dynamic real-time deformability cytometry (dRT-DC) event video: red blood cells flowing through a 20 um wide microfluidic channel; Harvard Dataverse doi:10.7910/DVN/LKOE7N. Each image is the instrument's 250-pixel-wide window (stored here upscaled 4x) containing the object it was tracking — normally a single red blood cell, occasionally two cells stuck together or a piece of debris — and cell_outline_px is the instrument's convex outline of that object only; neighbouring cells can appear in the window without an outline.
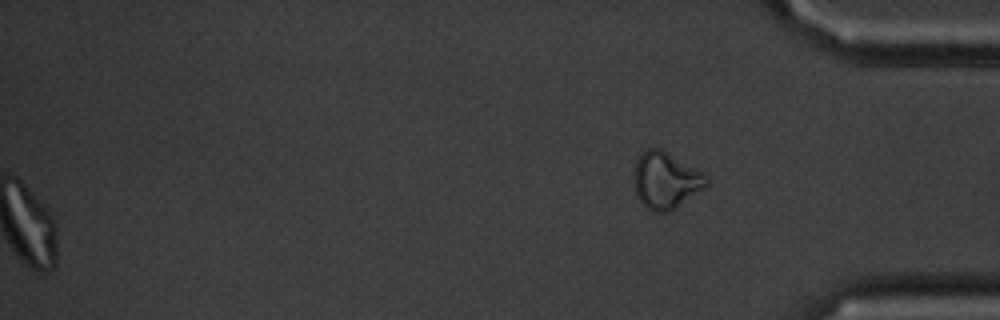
{"species": "common noctule bat (a hibernating species)", "species_latin": "Nyctalus noctula", "temperature_condition": "cold", "stored_images_in_passage": 57, "segment_of_instrument_passage": [2, 2], "camera_frame_rate_fps": 3000, "um_per_image_px": 0.085, "animal": {"sex": "male", "body_mass_g": 20.1, "forearm_length_mm": 53.5}, "frame": {"image": 1, "passage_image": 57, "time_ms": 18.667, "image_size_px": [1000, 320], "cell_outline_px": [[708, 184], [704, 188], [676, 208], [668, 212], [652, 212], [644, 208], [636, 196], [632, 180], [632, 176], [636, 160], [648, 148], [660, 148], [700, 172], [708, 180]], "centroid_in_image_um": [56.51, 15.38], "position_along_channel_um": 378.7, "area_um2": 23.87}}